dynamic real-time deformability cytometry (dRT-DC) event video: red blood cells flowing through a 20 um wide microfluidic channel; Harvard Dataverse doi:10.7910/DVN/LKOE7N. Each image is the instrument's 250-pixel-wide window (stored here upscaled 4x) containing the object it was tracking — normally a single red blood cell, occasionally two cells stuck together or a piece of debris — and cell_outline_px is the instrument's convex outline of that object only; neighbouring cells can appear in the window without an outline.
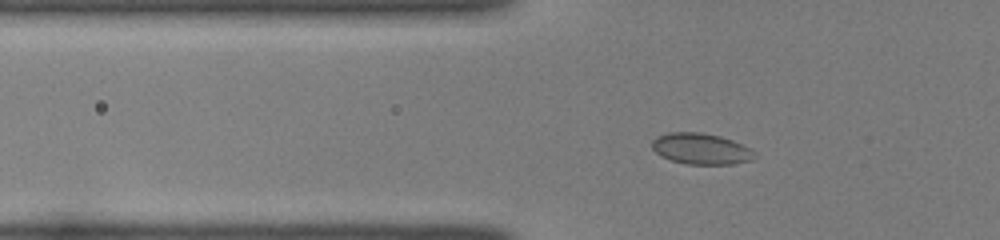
{"species": "common noctule bat (a hibernating species)", "species_latin": "Nyctalus noctula", "temperature_condition": "room temperature", "stored_images_in_passage": 39, "camera_frame_rate_fps": 3000, "um_per_image_px": 0.085, "animal": {"sex": "female", "body_mass_g": 22.0, "forearm_length_mm": 56.7}, "frame": {"image": 1, "passage_image": 6, "time_ms": 1.667, "image_size_px": [1000, 240], "cell_outline_px": [[760, 156], [752, 160], [732, 164], [684, 164], [660, 156], [652, 148], [652, 140], [656, 136], [668, 132], [700, 132], [720, 136], [732, 140], [752, 148]], "centroid_in_image_um": [59.62, 12.65], "position_along_channel_um": 66.2, "area_um2": 18.9}}
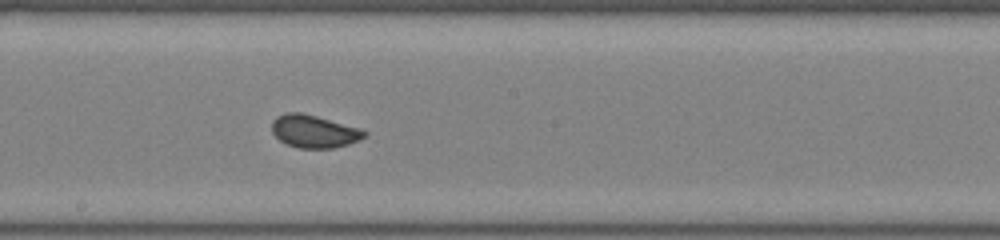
{"frame": {"image": 2, "passage_image": 18, "time_ms": 5.667, "image_size_px": [1000, 240], "cell_outline_px": [[368, 132], [364, 136], [348, 144], [332, 148], [300, 148], [284, 144], [272, 132], [272, 120], [276, 116], [288, 112], [300, 112], [316, 116], [360, 128]], "centroid_in_image_um": [26.65, 11.16], "position_along_channel_um": 221.6, "area_um2": 17.51}}
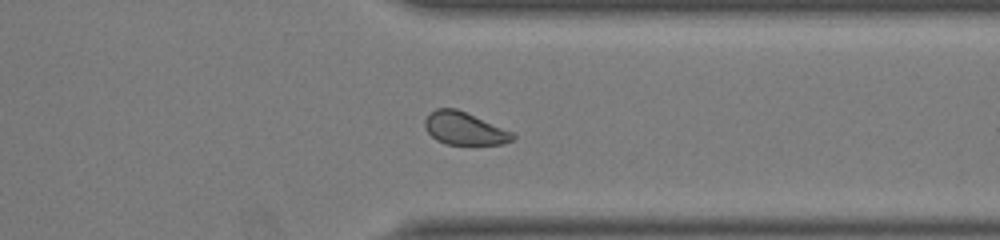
{"frame": {"image": 3, "passage_image": 29, "time_ms": 9.333, "image_size_px": [1000, 240], "cell_outline_px": [[516, 136], [512, 140], [504, 144], [444, 144], [436, 140], [424, 128], [424, 120], [436, 108], [456, 108], [516, 132]], "centroid_in_image_um": [39.52, 10.92], "position_along_channel_um": 371.9, "area_um2": 16.94}, "authors_computed_cell_mechanics": {"area_um2": 17.7446, "velocity_mm_per_s": 4.0759, "shape_relaxation_time_tau1_ms": 2.4862, "shape_relaxation_time_tau2_ms": null, "deformation_change_tau1": 0.0858, "deformation_change_tau2": null}}